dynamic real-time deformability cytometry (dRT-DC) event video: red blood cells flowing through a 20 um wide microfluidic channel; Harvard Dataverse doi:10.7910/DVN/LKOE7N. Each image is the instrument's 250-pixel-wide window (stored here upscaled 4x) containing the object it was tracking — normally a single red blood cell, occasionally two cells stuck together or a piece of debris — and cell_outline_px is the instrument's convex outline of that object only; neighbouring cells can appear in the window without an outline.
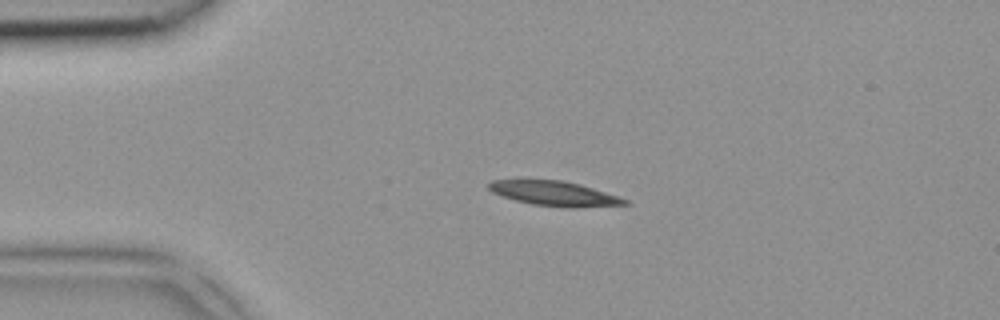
{"species": "common noctule bat (a hibernating species)", "species_latin": "Nyctalus noctula", "temperature_condition": "room temperature", "stored_images_in_passage": 2, "camera_frame_rate_fps": 3000, "um_per_image_px": 0.085, "animal": {"sex": "female", "body_mass_g": 18.4}, "frame": {"image": 1, "passage_image": 1, "time_ms": 0.0, "image_size_px": [1000, 320], "cell_outline_px": [[632, 204], [572, 208], [568, 208], [532, 204], [516, 200], [492, 192], [488, 188], [488, 184], [492, 180], [560, 180], [580, 184], [628, 200]], "centroid_in_image_um": [47.14, 16.45], "position_along_channel_um": 37.9, "area_um2": 19.31}}